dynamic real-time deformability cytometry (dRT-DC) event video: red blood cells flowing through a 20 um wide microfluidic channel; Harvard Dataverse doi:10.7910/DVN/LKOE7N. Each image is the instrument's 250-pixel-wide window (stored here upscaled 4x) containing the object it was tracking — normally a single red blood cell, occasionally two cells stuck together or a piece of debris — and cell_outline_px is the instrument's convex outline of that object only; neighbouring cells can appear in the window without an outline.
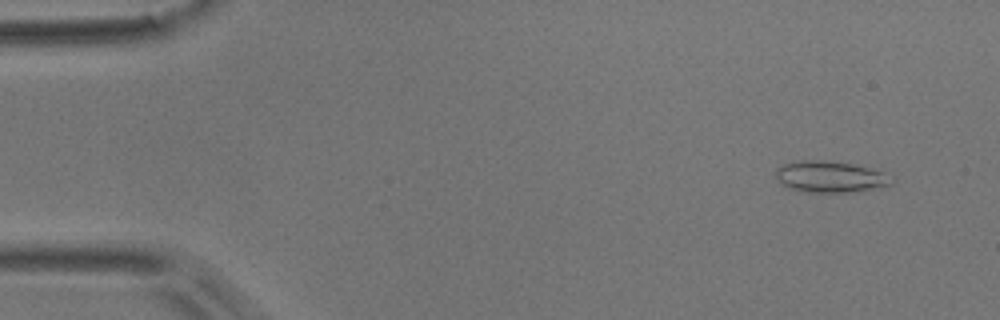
{"species": "common noctule bat (a hibernating species)", "species_latin": "Nyctalus noctula", "temperature_condition": "room temperature", "stored_images_in_passage": 5, "camera_frame_rate_fps": 3000, "um_per_image_px": 0.085, "animal": {"sex": "male", "body_mass_g": 17.9}, "frame": {"image": 1, "passage_image": 1, "time_ms": 0.0, "image_size_px": [1000, 320], "cell_outline_px": [[896, 180], [892, 184], [880, 188], [848, 192], [808, 192], [788, 188], [780, 184], [776, 180], [776, 168], [780, 164], [804, 160], [824, 160], [852, 164], [884, 172]], "centroid_in_image_um": [70.55, 15.03], "position_along_channel_um": 14.4, "area_um2": 21.39}}